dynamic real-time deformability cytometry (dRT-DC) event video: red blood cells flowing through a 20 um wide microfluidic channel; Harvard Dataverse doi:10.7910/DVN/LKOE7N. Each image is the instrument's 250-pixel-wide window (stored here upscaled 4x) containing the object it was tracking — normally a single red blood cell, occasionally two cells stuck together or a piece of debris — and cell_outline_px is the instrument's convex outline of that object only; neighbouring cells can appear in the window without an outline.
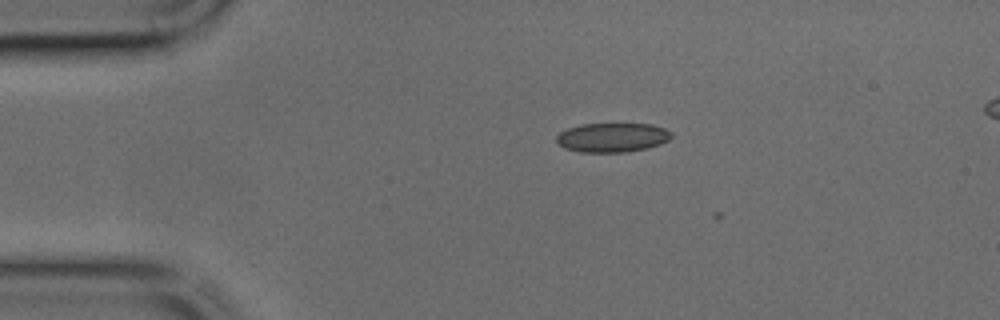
{"species": "common noctule bat (a hibernating species)", "species_latin": "Nyctalus noctula", "temperature_condition": "cold", "stored_images_in_passage": 4, "camera_frame_rate_fps": 3000, "um_per_image_px": 0.085, "animal": {"sex": "male", "body_mass_g": 17.9, "forearm_length_mm": 54.2}, "frame": {"image": 1, "passage_image": 1, "time_ms": 0.0, "image_size_px": [1000, 320], "cell_outline_px": [[672, 136], [668, 140], [660, 144], [648, 148], [628, 152], [580, 152], [564, 148], [556, 144], [556, 136], [560, 132], [568, 128], [580, 124], [652, 124], [664, 128], [672, 132]], "centroid_in_image_um": [52.03, 11.69], "position_along_channel_um": 33.0, "area_um2": 19.77}}